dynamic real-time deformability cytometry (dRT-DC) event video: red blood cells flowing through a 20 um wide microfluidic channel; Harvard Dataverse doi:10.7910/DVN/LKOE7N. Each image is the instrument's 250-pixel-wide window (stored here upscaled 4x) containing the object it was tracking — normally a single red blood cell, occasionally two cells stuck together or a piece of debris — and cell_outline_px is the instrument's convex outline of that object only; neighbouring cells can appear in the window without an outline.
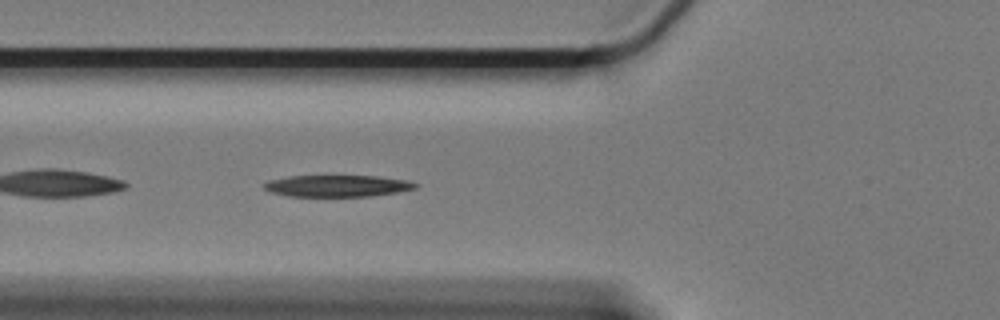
{"species": "Egyptian fruit bat (a non-hibernating species)", "species_latin": "Rousettus aegyptiacus", "temperature_condition": "cold", "stored_images_in_passage": 42, "camera_frame_rate_fps": 3000, "um_per_image_px": 0.085, "animal": {"sex": "female"}, "frame": {"image": 1, "passage_image": 4, "time_ms": 1.0, "image_size_px": [1000, 320], "cell_outline_px": [[420, 184], [416, 188], [396, 192], [368, 196], [288, 196], [272, 192], [264, 188], [260, 184], [268, 180], [288, 176], [380, 176], [408, 180]], "centroid_in_image_um": [28.66, 15.79], "position_along_channel_um": 97.1, "area_um2": 19.13}}
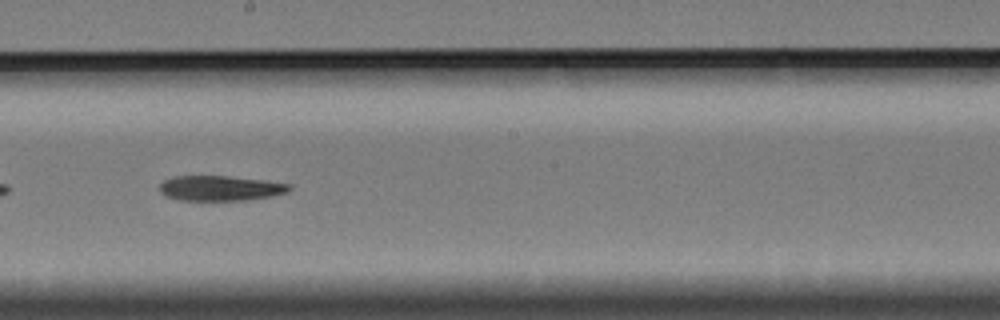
{"frame": {"image": 2, "passage_image": 16, "time_ms": 5.0, "image_size_px": [1000, 320], "cell_outline_px": [[292, 188], [288, 192], [272, 196], [248, 200], [176, 200], [164, 196], [160, 192], [160, 184], [164, 180], [172, 176], [228, 176], [264, 180], [292, 184]], "centroid_in_image_um": [18.73, 16.0], "position_along_channel_um": 229.5, "area_um2": 19.19}}
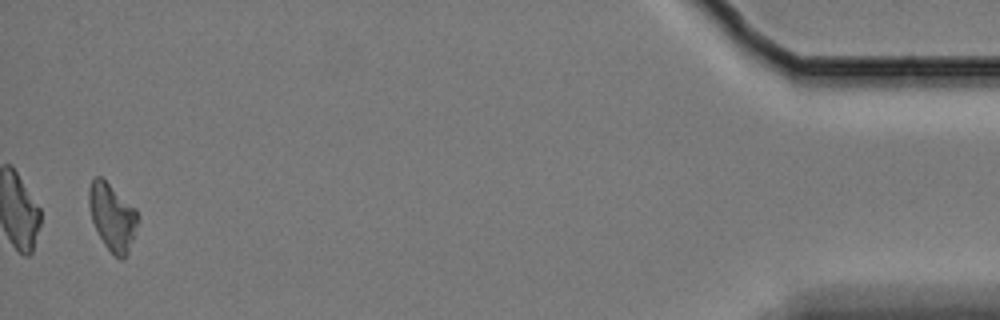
{"frame": {"image": 3, "passage_image": 41, "time_ms": 13.333, "image_size_px": [1000, 320], "cell_outline_px": [[136, 224], [128, 252], [124, 260], [120, 260], [104, 244], [92, 220], [88, 204], [88, 188], [92, 176], [100, 176], [136, 208]], "centroid_in_image_um": [9.5, 18.4], "position_along_channel_um": 425.7, "area_um2": 18.67}, "authors_computed_cell_mechanics": {"area_um2": 19.8254, "velocity_mm_per_s": 3.2907, "shape_relaxation_time_tau1_ms": 3.9929, "shape_relaxation_time_tau2_ms": null, "deformation_change_tau1": 0.1566, "deformation_change_tau2": null}}